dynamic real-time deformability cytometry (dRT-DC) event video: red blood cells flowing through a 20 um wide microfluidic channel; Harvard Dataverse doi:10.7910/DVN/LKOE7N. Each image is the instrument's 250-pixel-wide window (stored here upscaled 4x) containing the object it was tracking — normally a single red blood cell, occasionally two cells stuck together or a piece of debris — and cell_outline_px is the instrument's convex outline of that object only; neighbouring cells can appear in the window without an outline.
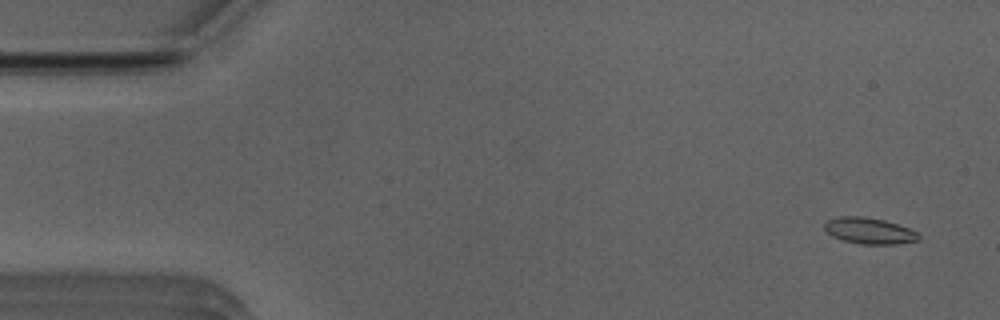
{"species": "Egyptian fruit bat (a non-hibernating species)", "species_latin": "Rousettus aegyptiacus", "temperature_condition": "room temperature", "stored_images_in_passage": 9, "camera_frame_rate_fps": 3000, "um_per_image_px": 0.085, "animal": {"sex": "male"}, "frame": {"image": 1, "passage_image": 2, "time_ms": 0.333, "image_size_px": [1000, 320], "cell_outline_px": [[920, 240], [896, 244], [860, 244], [844, 240], [832, 236], [824, 228], [824, 224], [828, 220], [840, 216], [864, 216], [884, 220], [908, 228], [916, 232], [920, 236]], "centroid_in_image_um": [73.89, 19.62], "position_along_channel_um": 11.1, "area_um2": 14.28}}